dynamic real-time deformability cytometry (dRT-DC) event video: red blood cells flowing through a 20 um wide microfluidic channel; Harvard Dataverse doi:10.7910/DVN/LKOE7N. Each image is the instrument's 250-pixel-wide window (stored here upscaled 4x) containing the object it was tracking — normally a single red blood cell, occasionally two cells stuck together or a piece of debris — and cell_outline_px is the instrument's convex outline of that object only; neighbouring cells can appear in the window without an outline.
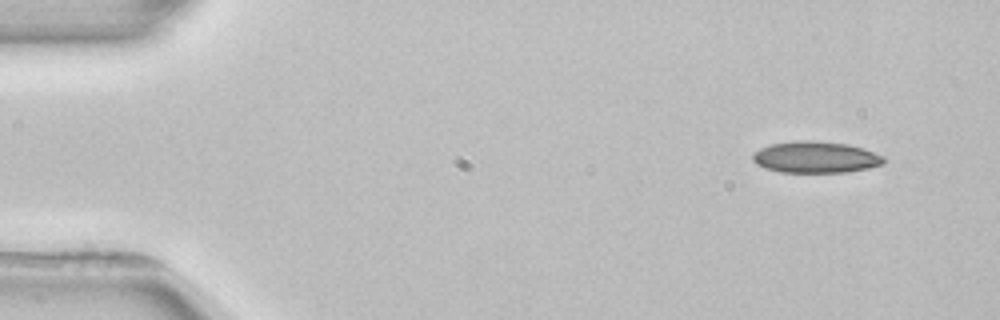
{"species": "common noctule bat (a hibernating species)", "species_latin": "Nyctalus noctula", "temperature_condition": "room temperature", "stored_images_in_passage": 3, "camera_frame_rate_fps": 3000, "um_per_image_px": 0.085, "animal": {"sex": "female", "body_mass_g": 22.7, "forearm_length_mm": 54.2}, "frame": {"image": 1, "passage_image": 1, "time_ms": 0.0, "image_size_px": [1000, 320], "cell_outline_px": [[884, 164], [868, 168], [848, 172], [780, 172], [764, 168], [756, 164], [752, 160], [752, 156], [760, 148], [772, 144], [796, 140], [812, 140], [848, 144], [884, 156]], "centroid_in_image_um": [69.31, 13.36], "position_along_channel_um": 15.7, "area_um2": 23.99}}